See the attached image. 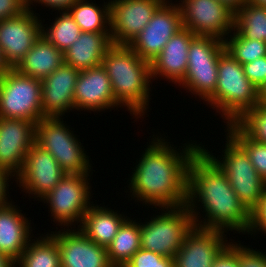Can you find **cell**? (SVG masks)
Listing matches in <instances>:
<instances>
[{"mask_svg": "<svg viewBox=\"0 0 266 267\" xmlns=\"http://www.w3.org/2000/svg\"><path fill=\"white\" fill-rule=\"evenodd\" d=\"M212 267H240L238 244L234 240L219 253Z\"/></svg>", "mask_w": 266, "mask_h": 267, "instance_id": "cell-38", "label": "cell"}, {"mask_svg": "<svg viewBox=\"0 0 266 267\" xmlns=\"http://www.w3.org/2000/svg\"><path fill=\"white\" fill-rule=\"evenodd\" d=\"M246 77L258 88L266 82V56L243 64Z\"/></svg>", "mask_w": 266, "mask_h": 267, "instance_id": "cell-36", "label": "cell"}, {"mask_svg": "<svg viewBox=\"0 0 266 267\" xmlns=\"http://www.w3.org/2000/svg\"><path fill=\"white\" fill-rule=\"evenodd\" d=\"M28 9V0H0V21L18 16Z\"/></svg>", "mask_w": 266, "mask_h": 267, "instance_id": "cell-39", "label": "cell"}, {"mask_svg": "<svg viewBox=\"0 0 266 267\" xmlns=\"http://www.w3.org/2000/svg\"><path fill=\"white\" fill-rule=\"evenodd\" d=\"M226 126V133L247 153L254 169L266 182V144L251 139L236 123Z\"/></svg>", "mask_w": 266, "mask_h": 267, "instance_id": "cell-32", "label": "cell"}, {"mask_svg": "<svg viewBox=\"0 0 266 267\" xmlns=\"http://www.w3.org/2000/svg\"><path fill=\"white\" fill-rule=\"evenodd\" d=\"M113 45L110 32H81L78 40L63 52L64 63L79 71L97 67Z\"/></svg>", "mask_w": 266, "mask_h": 267, "instance_id": "cell-23", "label": "cell"}, {"mask_svg": "<svg viewBox=\"0 0 266 267\" xmlns=\"http://www.w3.org/2000/svg\"><path fill=\"white\" fill-rule=\"evenodd\" d=\"M90 177L89 174H66L48 194L40 199L48 205L53 222L56 221L61 228L66 226V228L69 226L76 228V223L77 225L79 223V227L84 215L93 205L90 201L92 193Z\"/></svg>", "mask_w": 266, "mask_h": 267, "instance_id": "cell-9", "label": "cell"}, {"mask_svg": "<svg viewBox=\"0 0 266 267\" xmlns=\"http://www.w3.org/2000/svg\"><path fill=\"white\" fill-rule=\"evenodd\" d=\"M236 124L251 138L266 144V105L247 111Z\"/></svg>", "mask_w": 266, "mask_h": 267, "instance_id": "cell-33", "label": "cell"}, {"mask_svg": "<svg viewBox=\"0 0 266 267\" xmlns=\"http://www.w3.org/2000/svg\"><path fill=\"white\" fill-rule=\"evenodd\" d=\"M58 12L59 15L51 25L49 24L48 28L41 24V35L64 52L78 40L82 31L67 10Z\"/></svg>", "mask_w": 266, "mask_h": 267, "instance_id": "cell-30", "label": "cell"}, {"mask_svg": "<svg viewBox=\"0 0 266 267\" xmlns=\"http://www.w3.org/2000/svg\"><path fill=\"white\" fill-rule=\"evenodd\" d=\"M222 157L218 159L203 145L201 148L225 172L240 203L251 213L266 191V182L260 177L247 153L227 134ZM222 159V160H221Z\"/></svg>", "mask_w": 266, "mask_h": 267, "instance_id": "cell-7", "label": "cell"}, {"mask_svg": "<svg viewBox=\"0 0 266 267\" xmlns=\"http://www.w3.org/2000/svg\"><path fill=\"white\" fill-rule=\"evenodd\" d=\"M106 70L115 101L133 115L143 118L148 112L152 76L151 64L141 59L128 45H113L104 55Z\"/></svg>", "mask_w": 266, "mask_h": 267, "instance_id": "cell-3", "label": "cell"}, {"mask_svg": "<svg viewBox=\"0 0 266 267\" xmlns=\"http://www.w3.org/2000/svg\"><path fill=\"white\" fill-rule=\"evenodd\" d=\"M66 229L50 233L57 241L61 267H113L106 247L91 241L78 227Z\"/></svg>", "mask_w": 266, "mask_h": 267, "instance_id": "cell-17", "label": "cell"}, {"mask_svg": "<svg viewBox=\"0 0 266 267\" xmlns=\"http://www.w3.org/2000/svg\"><path fill=\"white\" fill-rule=\"evenodd\" d=\"M66 175L55 158L34 144L26 154L23 169L14 178L21 191L29 193L30 198H43Z\"/></svg>", "mask_w": 266, "mask_h": 267, "instance_id": "cell-15", "label": "cell"}, {"mask_svg": "<svg viewBox=\"0 0 266 267\" xmlns=\"http://www.w3.org/2000/svg\"><path fill=\"white\" fill-rule=\"evenodd\" d=\"M266 252L238 243V258L240 267H266Z\"/></svg>", "mask_w": 266, "mask_h": 267, "instance_id": "cell-35", "label": "cell"}, {"mask_svg": "<svg viewBox=\"0 0 266 267\" xmlns=\"http://www.w3.org/2000/svg\"><path fill=\"white\" fill-rule=\"evenodd\" d=\"M39 13L27 9L22 14L0 21V49L10 68H15L41 36Z\"/></svg>", "mask_w": 266, "mask_h": 267, "instance_id": "cell-14", "label": "cell"}, {"mask_svg": "<svg viewBox=\"0 0 266 267\" xmlns=\"http://www.w3.org/2000/svg\"><path fill=\"white\" fill-rule=\"evenodd\" d=\"M140 223L127 218L119 227L111 244L107 247L108 259L113 267H124L141 248Z\"/></svg>", "mask_w": 266, "mask_h": 267, "instance_id": "cell-26", "label": "cell"}, {"mask_svg": "<svg viewBox=\"0 0 266 267\" xmlns=\"http://www.w3.org/2000/svg\"><path fill=\"white\" fill-rule=\"evenodd\" d=\"M259 104L266 105V82L259 89Z\"/></svg>", "mask_w": 266, "mask_h": 267, "instance_id": "cell-45", "label": "cell"}, {"mask_svg": "<svg viewBox=\"0 0 266 267\" xmlns=\"http://www.w3.org/2000/svg\"><path fill=\"white\" fill-rule=\"evenodd\" d=\"M41 80L11 68L0 78V118L42 119Z\"/></svg>", "mask_w": 266, "mask_h": 267, "instance_id": "cell-10", "label": "cell"}, {"mask_svg": "<svg viewBox=\"0 0 266 267\" xmlns=\"http://www.w3.org/2000/svg\"><path fill=\"white\" fill-rule=\"evenodd\" d=\"M227 5L230 9L236 12L240 7H242L247 0H217Z\"/></svg>", "mask_w": 266, "mask_h": 267, "instance_id": "cell-42", "label": "cell"}, {"mask_svg": "<svg viewBox=\"0 0 266 267\" xmlns=\"http://www.w3.org/2000/svg\"><path fill=\"white\" fill-rule=\"evenodd\" d=\"M257 232L266 234V191L262 195L257 207L250 213V226L247 234L255 235Z\"/></svg>", "mask_w": 266, "mask_h": 267, "instance_id": "cell-37", "label": "cell"}, {"mask_svg": "<svg viewBox=\"0 0 266 267\" xmlns=\"http://www.w3.org/2000/svg\"><path fill=\"white\" fill-rule=\"evenodd\" d=\"M63 63V52L41 35L14 69L42 81Z\"/></svg>", "mask_w": 266, "mask_h": 267, "instance_id": "cell-25", "label": "cell"}, {"mask_svg": "<svg viewBox=\"0 0 266 267\" xmlns=\"http://www.w3.org/2000/svg\"><path fill=\"white\" fill-rule=\"evenodd\" d=\"M13 177L9 175L3 169H0V208L8 205L11 201L8 199L9 197V183ZM8 194V195H7Z\"/></svg>", "mask_w": 266, "mask_h": 267, "instance_id": "cell-41", "label": "cell"}, {"mask_svg": "<svg viewBox=\"0 0 266 267\" xmlns=\"http://www.w3.org/2000/svg\"><path fill=\"white\" fill-rule=\"evenodd\" d=\"M165 0L154 12L149 23L129 45L141 59L151 63L169 39L183 28L178 5Z\"/></svg>", "mask_w": 266, "mask_h": 267, "instance_id": "cell-12", "label": "cell"}, {"mask_svg": "<svg viewBox=\"0 0 266 267\" xmlns=\"http://www.w3.org/2000/svg\"><path fill=\"white\" fill-rule=\"evenodd\" d=\"M124 267H174V258L140 248Z\"/></svg>", "mask_w": 266, "mask_h": 267, "instance_id": "cell-34", "label": "cell"}, {"mask_svg": "<svg viewBox=\"0 0 266 267\" xmlns=\"http://www.w3.org/2000/svg\"><path fill=\"white\" fill-rule=\"evenodd\" d=\"M234 28L245 39L266 42V7L247 1L235 12Z\"/></svg>", "mask_w": 266, "mask_h": 267, "instance_id": "cell-29", "label": "cell"}, {"mask_svg": "<svg viewBox=\"0 0 266 267\" xmlns=\"http://www.w3.org/2000/svg\"><path fill=\"white\" fill-rule=\"evenodd\" d=\"M165 0H111L110 33L113 44L130 45Z\"/></svg>", "mask_w": 266, "mask_h": 267, "instance_id": "cell-13", "label": "cell"}, {"mask_svg": "<svg viewBox=\"0 0 266 267\" xmlns=\"http://www.w3.org/2000/svg\"><path fill=\"white\" fill-rule=\"evenodd\" d=\"M103 7L88 0L75 1L67 11L82 32H110V0Z\"/></svg>", "mask_w": 266, "mask_h": 267, "instance_id": "cell-27", "label": "cell"}, {"mask_svg": "<svg viewBox=\"0 0 266 267\" xmlns=\"http://www.w3.org/2000/svg\"><path fill=\"white\" fill-rule=\"evenodd\" d=\"M224 232L193 226L176 253L174 267H212L219 253L230 243Z\"/></svg>", "mask_w": 266, "mask_h": 267, "instance_id": "cell-18", "label": "cell"}, {"mask_svg": "<svg viewBox=\"0 0 266 267\" xmlns=\"http://www.w3.org/2000/svg\"><path fill=\"white\" fill-rule=\"evenodd\" d=\"M0 267H16L15 262L0 252Z\"/></svg>", "mask_w": 266, "mask_h": 267, "instance_id": "cell-43", "label": "cell"}, {"mask_svg": "<svg viewBox=\"0 0 266 267\" xmlns=\"http://www.w3.org/2000/svg\"><path fill=\"white\" fill-rule=\"evenodd\" d=\"M181 1V2H180ZM176 2L183 27L196 36H209L225 41L234 30L235 12L217 0H180Z\"/></svg>", "mask_w": 266, "mask_h": 267, "instance_id": "cell-11", "label": "cell"}, {"mask_svg": "<svg viewBox=\"0 0 266 267\" xmlns=\"http://www.w3.org/2000/svg\"><path fill=\"white\" fill-rule=\"evenodd\" d=\"M76 136L61 117L42 118L35 125V144L49 152L66 174H90L92 164Z\"/></svg>", "mask_w": 266, "mask_h": 267, "instance_id": "cell-5", "label": "cell"}, {"mask_svg": "<svg viewBox=\"0 0 266 267\" xmlns=\"http://www.w3.org/2000/svg\"><path fill=\"white\" fill-rule=\"evenodd\" d=\"M217 76L215 92L205 103L216 109V113H221L224 123H236L247 111L259 105L258 88L246 77L243 65L226 50L218 59Z\"/></svg>", "mask_w": 266, "mask_h": 267, "instance_id": "cell-4", "label": "cell"}, {"mask_svg": "<svg viewBox=\"0 0 266 267\" xmlns=\"http://www.w3.org/2000/svg\"><path fill=\"white\" fill-rule=\"evenodd\" d=\"M14 201L0 208V252L16 262L33 236L31 220Z\"/></svg>", "mask_w": 266, "mask_h": 267, "instance_id": "cell-22", "label": "cell"}, {"mask_svg": "<svg viewBox=\"0 0 266 267\" xmlns=\"http://www.w3.org/2000/svg\"><path fill=\"white\" fill-rule=\"evenodd\" d=\"M110 208L93 204L83 217L79 230L96 244L108 247L119 227L128 218Z\"/></svg>", "mask_w": 266, "mask_h": 267, "instance_id": "cell-24", "label": "cell"}, {"mask_svg": "<svg viewBox=\"0 0 266 267\" xmlns=\"http://www.w3.org/2000/svg\"><path fill=\"white\" fill-rule=\"evenodd\" d=\"M186 205L194 226L224 233L248 232L250 213L240 203L225 172L201 147L188 165ZM198 208L203 209L205 215L201 216Z\"/></svg>", "mask_w": 266, "mask_h": 267, "instance_id": "cell-2", "label": "cell"}, {"mask_svg": "<svg viewBox=\"0 0 266 267\" xmlns=\"http://www.w3.org/2000/svg\"><path fill=\"white\" fill-rule=\"evenodd\" d=\"M75 1L77 0H28V8L33 11L34 4L38 3L39 5L41 4L42 6L44 5V7L49 8V10L63 11L67 10Z\"/></svg>", "mask_w": 266, "mask_h": 267, "instance_id": "cell-40", "label": "cell"}, {"mask_svg": "<svg viewBox=\"0 0 266 267\" xmlns=\"http://www.w3.org/2000/svg\"><path fill=\"white\" fill-rule=\"evenodd\" d=\"M79 73L63 63L41 81L42 118H60L75 109L74 90Z\"/></svg>", "mask_w": 266, "mask_h": 267, "instance_id": "cell-19", "label": "cell"}, {"mask_svg": "<svg viewBox=\"0 0 266 267\" xmlns=\"http://www.w3.org/2000/svg\"><path fill=\"white\" fill-rule=\"evenodd\" d=\"M152 137L128 180L131 198L157 210L186 205L188 165L201 144L187 142L181 150L165 137Z\"/></svg>", "mask_w": 266, "mask_h": 267, "instance_id": "cell-1", "label": "cell"}, {"mask_svg": "<svg viewBox=\"0 0 266 267\" xmlns=\"http://www.w3.org/2000/svg\"><path fill=\"white\" fill-rule=\"evenodd\" d=\"M248 2L257 4V5H261V6H265L266 7V0H247Z\"/></svg>", "mask_w": 266, "mask_h": 267, "instance_id": "cell-46", "label": "cell"}, {"mask_svg": "<svg viewBox=\"0 0 266 267\" xmlns=\"http://www.w3.org/2000/svg\"><path fill=\"white\" fill-rule=\"evenodd\" d=\"M224 44L225 50L242 65L266 56V42L245 39L235 28Z\"/></svg>", "mask_w": 266, "mask_h": 267, "instance_id": "cell-31", "label": "cell"}, {"mask_svg": "<svg viewBox=\"0 0 266 267\" xmlns=\"http://www.w3.org/2000/svg\"><path fill=\"white\" fill-rule=\"evenodd\" d=\"M195 36L189 29L183 27L169 39L162 51L150 63L153 81L161 77L177 85L184 79L188 67L189 45Z\"/></svg>", "mask_w": 266, "mask_h": 267, "instance_id": "cell-21", "label": "cell"}, {"mask_svg": "<svg viewBox=\"0 0 266 267\" xmlns=\"http://www.w3.org/2000/svg\"><path fill=\"white\" fill-rule=\"evenodd\" d=\"M160 210V215L153 214L147 222H140L141 248L165 257H174L183 245L186 234L194 226L193 217L187 205L161 207Z\"/></svg>", "mask_w": 266, "mask_h": 267, "instance_id": "cell-6", "label": "cell"}, {"mask_svg": "<svg viewBox=\"0 0 266 267\" xmlns=\"http://www.w3.org/2000/svg\"><path fill=\"white\" fill-rule=\"evenodd\" d=\"M75 110L105 111L121 107L114 99L110 78L102 65L80 71L74 90Z\"/></svg>", "mask_w": 266, "mask_h": 267, "instance_id": "cell-20", "label": "cell"}, {"mask_svg": "<svg viewBox=\"0 0 266 267\" xmlns=\"http://www.w3.org/2000/svg\"><path fill=\"white\" fill-rule=\"evenodd\" d=\"M225 50L224 41L209 36H195L188 49V67L178 84L192 95L207 101L215 92L218 59Z\"/></svg>", "mask_w": 266, "mask_h": 267, "instance_id": "cell-8", "label": "cell"}, {"mask_svg": "<svg viewBox=\"0 0 266 267\" xmlns=\"http://www.w3.org/2000/svg\"><path fill=\"white\" fill-rule=\"evenodd\" d=\"M11 68L9 67V65L6 63V60L3 57V53L1 52L0 49V78L7 72L9 71Z\"/></svg>", "mask_w": 266, "mask_h": 267, "instance_id": "cell-44", "label": "cell"}, {"mask_svg": "<svg viewBox=\"0 0 266 267\" xmlns=\"http://www.w3.org/2000/svg\"><path fill=\"white\" fill-rule=\"evenodd\" d=\"M35 125L29 120L0 118V169L12 177L20 174L35 144Z\"/></svg>", "mask_w": 266, "mask_h": 267, "instance_id": "cell-16", "label": "cell"}, {"mask_svg": "<svg viewBox=\"0 0 266 267\" xmlns=\"http://www.w3.org/2000/svg\"><path fill=\"white\" fill-rule=\"evenodd\" d=\"M43 236L35 237L37 240L31 239L20 258L15 262V266L61 267L56 239L48 232Z\"/></svg>", "mask_w": 266, "mask_h": 267, "instance_id": "cell-28", "label": "cell"}]
</instances>
